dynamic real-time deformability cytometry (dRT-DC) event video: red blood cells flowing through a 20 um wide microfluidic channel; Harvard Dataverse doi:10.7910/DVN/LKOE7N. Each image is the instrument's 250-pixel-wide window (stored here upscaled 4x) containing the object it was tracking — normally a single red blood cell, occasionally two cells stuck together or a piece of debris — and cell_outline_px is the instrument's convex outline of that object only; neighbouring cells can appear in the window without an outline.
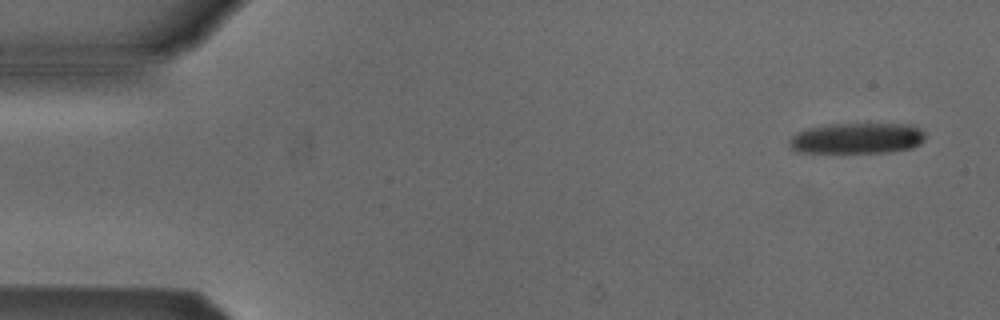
{"species": "Egyptian fruit bat (a non-hibernating species)", "species_latin": "Rousettus aegyptiacus", "temperature_condition": "cold", "stored_images_in_passage": 6, "camera_frame_rate_fps": 3000, "um_per_image_px": 0.085, "animal": {"sex": "male"}, "frame": {"image": 1, "passage_image": 1, "time_ms": 0.0, "image_size_px": [1000, 320], "cell_outline_px": [[924, 140], [920, 144], [912, 148], [888, 152], [796, 152], [788, 144], [788, 140], [796, 132], [808, 128], [832, 124], [908, 124], [920, 128], [924, 132]], "centroid_in_image_um": [72.84, 11.75], "position_along_channel_um": 12.2, "area_um2": 24.39}}
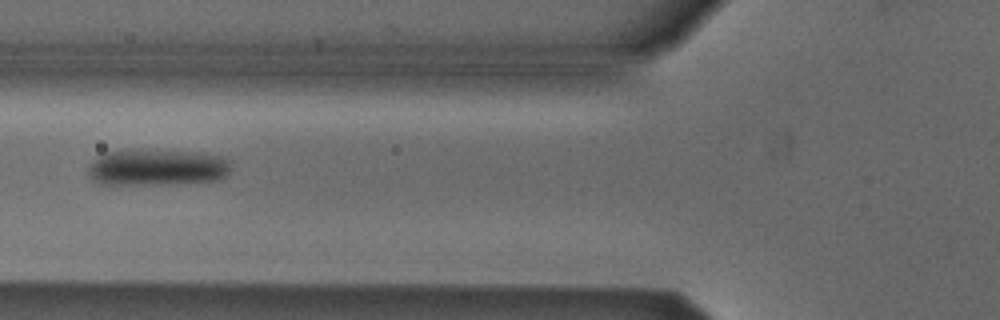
{"frame": {"image": 2, "passage_image": 5, "time_ms": 5.667, "image_size_px": [1000, 320], "cell_outline_px": [[232, 160], [228, 176], [220, 180], [168, 184], [100, 184], [92, 180], [88, 176], [88, 168], [96, 156], [108, 152], [136, 148], [204, 152], [220, 156]], "centroid_in_image_um": [13.39, 14.2], "position_along_channel_um": 112.4, "area_um2": 31.33}}
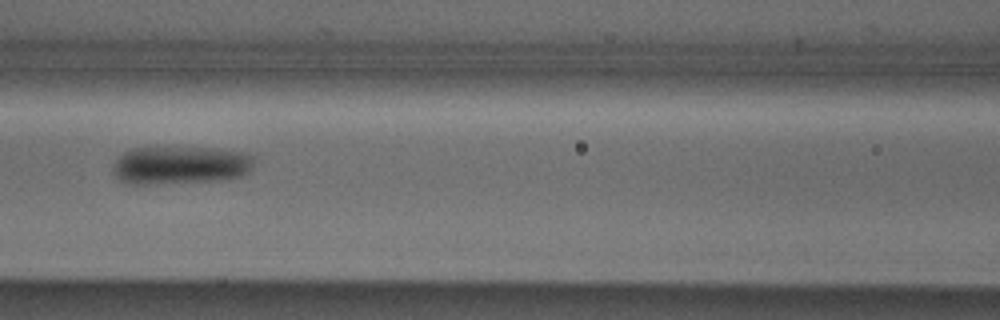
{"frame": {"image": 3, "passage_image": 6, "time_ms": 6.667, "image_size_px": [1000, 320], "cell_outline_px": [[256, 156], [252, 168], [248, 172], [240, 176], [216, 180], [156, 184], [124, 184], [116, 180], [112, 172], [112, 164], [124, 152], [132, 148], [216, 148], [248, 152]], "centroid_in_image_um": [15.31, 14.04], "position_along_channel_um": 151.3, "area_um2": 31.79}}